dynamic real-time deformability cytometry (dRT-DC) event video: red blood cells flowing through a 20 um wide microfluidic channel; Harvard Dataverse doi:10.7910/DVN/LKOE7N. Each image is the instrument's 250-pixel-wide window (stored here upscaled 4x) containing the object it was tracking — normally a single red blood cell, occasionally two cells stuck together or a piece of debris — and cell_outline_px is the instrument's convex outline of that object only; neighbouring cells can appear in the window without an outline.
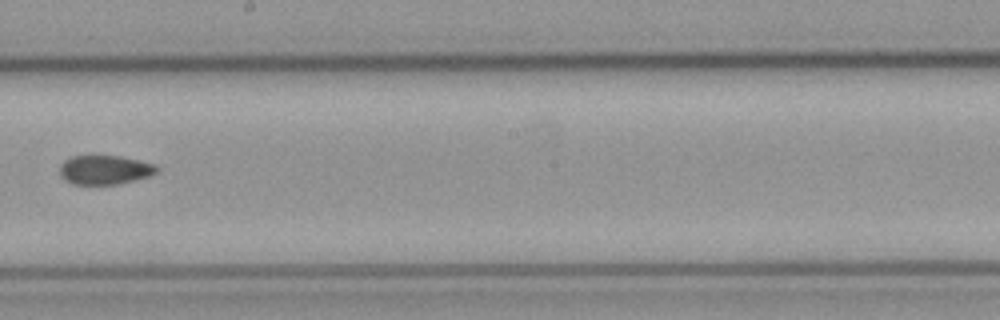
{"species": "common noctule bat (a hibernating species)", "species_latin": "Nyctalus noctula", "temperature_condition": "cold", "stored_images_in_passage": 6, "camera_frame_rate_fps": 3000, "um_per_image_px": 0.085, "animal": {"sex": "male", "body_mass_g": 23.1, "forearm_length_mm": 52.7}, "frame": {"image": 1, "passage_image": 6, "time_ms": 5.667, "image_size_px": [1000, 320], "cell_outline_px": [[160, 168], [156, 172], [148, 176], [116, 184], [72, 184], [64, 180], [60, 176], [60, 164], [64, 160], [72, 156], [120, 156], [140, 160], [152, 164]], "centroid_in_image_um": [8.86, 14.43], "position_along_channel_um": 239.3, "area_um2": 16.36}}